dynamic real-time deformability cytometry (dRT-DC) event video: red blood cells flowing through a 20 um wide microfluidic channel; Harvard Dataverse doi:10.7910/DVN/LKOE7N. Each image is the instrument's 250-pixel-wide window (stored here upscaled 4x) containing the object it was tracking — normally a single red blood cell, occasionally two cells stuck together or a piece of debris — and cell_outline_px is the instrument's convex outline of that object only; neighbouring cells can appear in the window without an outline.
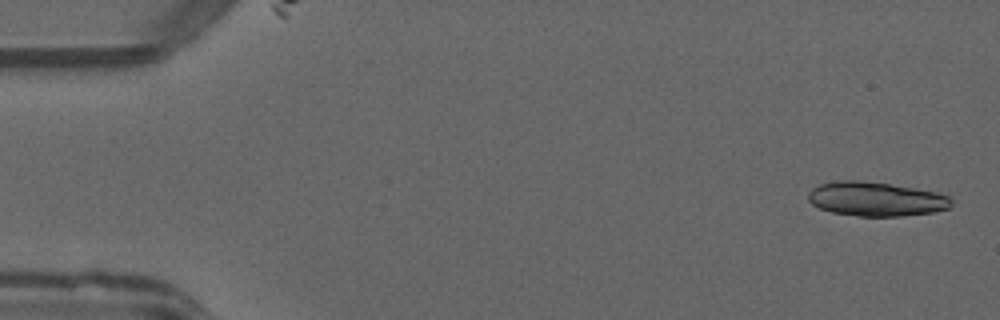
{"species": "common noctule bat (a hibernating species)", "species_latin": "Nyctalus noctula", "temperature_condition": "warm", "stored_images_in_passage": 11, "camera_frame_rate_fps": 3000, "um_per_image_px": 0.085, "animal": {"sex": "male", "forearm_length_mm": 52.5}, "frame": {"image": 1, "passage_image": 2, "time_ms": 0.333, "image_size_px": [1000, 320], "cell_outline_px": [[952, 204], [948, 208], [932, 212], [904, 216], [860, 216], [832, 212], [820, 208], [812, 204], [808, 200], [808, 192], [812, 188], [820, 184], [836, 180], [856, 180], [888, 184], [916, 188], [936, 192], [948, 196], [952, 200]], "centroid_in_image_um": [74.44, 16.91], "position_along_channel_um": 10.6, "area_um2": 28.44}}